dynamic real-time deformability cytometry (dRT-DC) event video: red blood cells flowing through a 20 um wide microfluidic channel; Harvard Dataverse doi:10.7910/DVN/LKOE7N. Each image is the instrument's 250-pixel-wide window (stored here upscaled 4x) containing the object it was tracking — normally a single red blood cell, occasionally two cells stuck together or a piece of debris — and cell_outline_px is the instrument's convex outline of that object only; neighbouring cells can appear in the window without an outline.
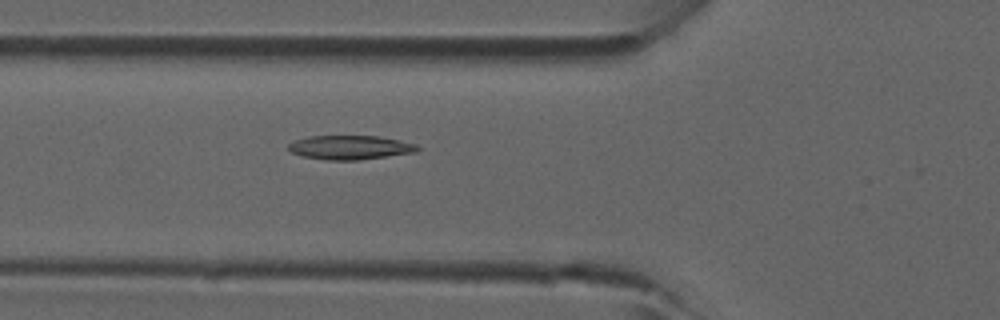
{"species": "common noctule bat (a hibernating species)", "species_latin": "Nyctalus noctula", "temperature_condition": "room temperature", "stored_images_in_passage": 42, "camera_frame_rate_fps": 3000, "um_per_image_px": 0.085, "animal": {"sex": "male", "forearm_length_mm": 52.5}, "frame": {"image": 1, "passage_image": 13, "time_ms": 4.0, "image_size_px": [1000, 320], "cell_outline_px": [[420, 148], [416, 152], [356, 160], [328, 160], [304, 156], [292, 152], [288, 148], [288, 144], [296, 140], [308, 136], [380, 136], [416, 144]], "centroid_in_image_um": [29.76, 12.52], "position_along_channel_um": 96.0, "area_um2": 17.86}}
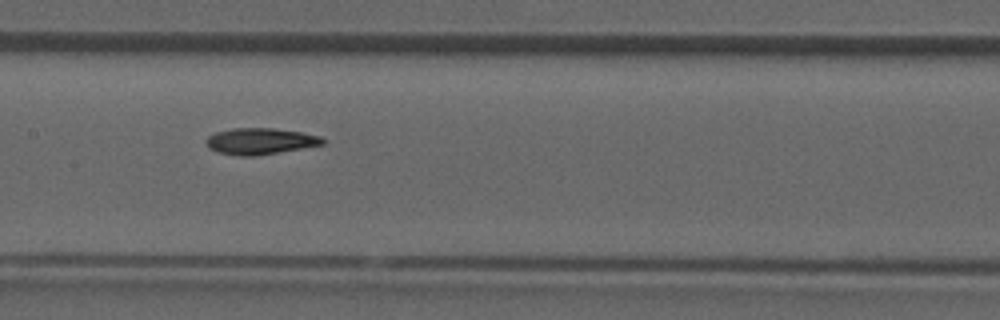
{"frame": {"image": 2, "passage_image": 19, "time_ms": 6.0, "image_size_px": [1000, 320], "cell_outline_px": [[324, 144], [256, 156], [236, 156], [216, 152], [208, 148], [204, 140], [208, 136], [216, 132], [232, 128], [272, 128], [300, 132], [320, 136], [324, 140]], "centroid_in_image_um": [22.04, 12.01], "position_along_channel_um": 185.4, "area_um2": 17.92}}